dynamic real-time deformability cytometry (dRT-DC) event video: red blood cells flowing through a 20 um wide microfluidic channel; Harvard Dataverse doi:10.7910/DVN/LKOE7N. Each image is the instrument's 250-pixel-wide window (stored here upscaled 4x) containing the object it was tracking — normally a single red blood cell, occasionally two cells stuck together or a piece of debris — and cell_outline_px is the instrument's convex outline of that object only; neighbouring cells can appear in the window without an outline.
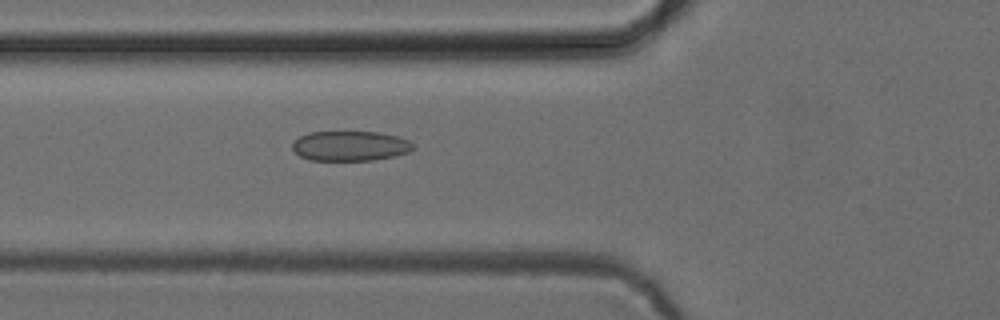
{"species": "common noctule bat (a hibernating species)", "species_latin": "Nyctalus noctula", "temperature_condition": "cold", "stored_images_in_passage": 52, "camera_frame_rate_fps": 3000, "um_per_image_px": 0.085, "animal": {"sex": "female", "body_mass_g": 24.6, "forearm_length_mm": 56.2}, "frame": {"image": 1, "passage_image": 19, "time_ms": 6.0, "image_size_px": [1000, 320], "cell_outline_px": [[416, 148], [412, 152], [372, 160], [308, 160], [300, 156], [292, 148], [292, 144], [300, 136], [308, 132], [380, 132], [396, 136], [408, 140], [416, 144]], "centroid_in_image_um": [29.81, 12.4], "position_along_channel_um": 96.0, "area_um2": 21.15}}
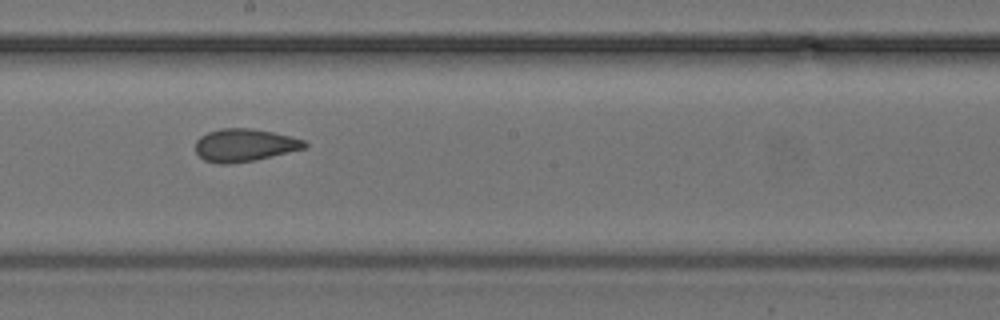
{"frame": {"image": 2, "passage_image": 29, "time_ms": 9.333, "image_size_px": [1000, 320], "cell_outline_px": [[308, 144], [304, 148], [256, 160], [228, 164], [216, 164], [204, 160], [196, 152], [196, 140], [200, 136], [208, 132], [220, 128], [252, 128], [272, 132], [304, 140]], "centroid_in_image_um": [20.74, 12.34], "position_along_channel_um": 227.5, "area_um2": 20.75}}
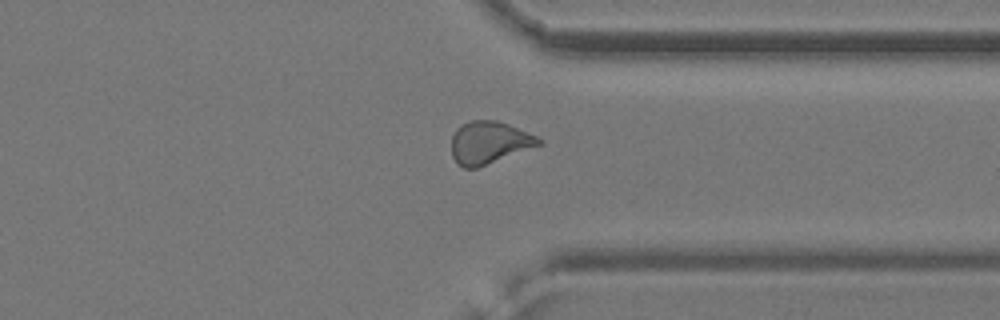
{"frame": {"image": 3, "passage_image": 40, "time_ms": 13.0, "image_size_px": [1000, 320], "cell_outline_px": [[544, 144], [476, 168], [464, 168], [456, 164], [452, 156], [452, 136], [456, 128], [460, 124], [472, 120], [496, 120], [508, 124], [528, 132], [544, 140]], "centroid_in_image_um": [41.58, 12.12], "position_along_channel_um": 369.8, "area_um2": 21.79}, "authors_computed_cell_mechanics": {"area_um2": 21.7039, "velocity_mm_per_s": 3.9195, "shape_relaxation_time_tau1_ms": 3.7128, "shape_relaxation_time_tau2_ms": 2.0502, "deformation_change_tau1": 0.1007, "deformation_change_tau2": 0.0806}}